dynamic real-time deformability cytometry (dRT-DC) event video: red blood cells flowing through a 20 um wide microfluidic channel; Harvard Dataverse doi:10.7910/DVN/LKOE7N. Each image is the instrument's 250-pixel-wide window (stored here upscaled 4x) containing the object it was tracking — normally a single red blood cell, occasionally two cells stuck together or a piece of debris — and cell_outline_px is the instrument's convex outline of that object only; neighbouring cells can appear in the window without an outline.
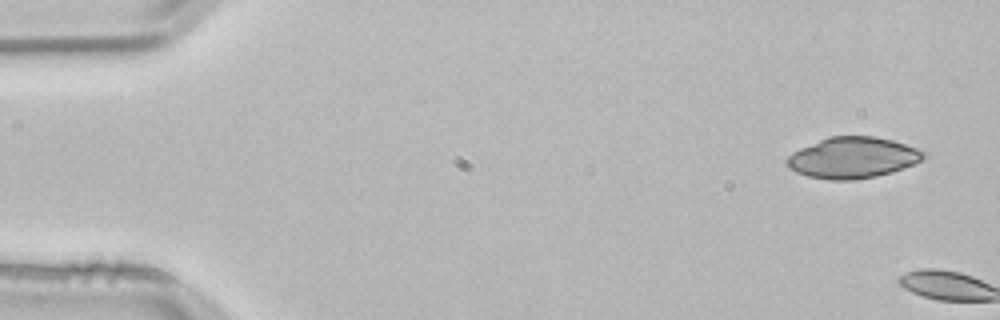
{"species": "common noctule bat (a hibernating species)", "species_latin": "Nyctalus noctula", "temperature_condition": "room temperature", "stored_images_in_passage": 5, "camera_frame_rate_fps": 3000, "um_per_image_px": 0.085, "animal": {"sex": "male", "body_mass_g": 21.5, "forearm_length_mm": 52.0}, "frame": {"image": 1, "passage_image": 1, "time_ms": 0.0, "image_size_px": [1000, 320], "cell_outline_px": [[924, 160], [892, 172], [876, 176], [852, 180], [828, 180], [808, 176], [796, 172], [788, 168], [784, 160], [792, 152], [800, 148], [828, 136], [876, 136], [892, 140], [916, 148], [924, 152]], "centroid_in_image_um": [72.44, 13.4], "position_along_channel_um": 12.6, "area_um2": 32.77}}
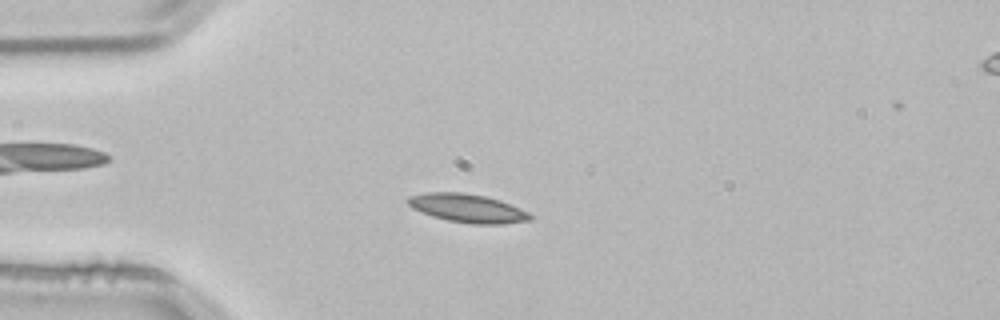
{"frame": {"image": 2, "passage_image": 4, "time_ms": 1.0, "image_size_px": [1000, 320], "cell_outline_px": [[532, 220], [504, 224], [472, 224], [448, 220], [432, 216], [420, 212], [412, 208], [408, 204], [408, 196], [428, 192], [460, 192], [484, 196], [500, 200], [520, 208], [528, 212], [532, 216]], "centroid_in_image_um": [39.74, 17.7], "position_along_channel_um": 45.3, "area_um2": 20.29}}